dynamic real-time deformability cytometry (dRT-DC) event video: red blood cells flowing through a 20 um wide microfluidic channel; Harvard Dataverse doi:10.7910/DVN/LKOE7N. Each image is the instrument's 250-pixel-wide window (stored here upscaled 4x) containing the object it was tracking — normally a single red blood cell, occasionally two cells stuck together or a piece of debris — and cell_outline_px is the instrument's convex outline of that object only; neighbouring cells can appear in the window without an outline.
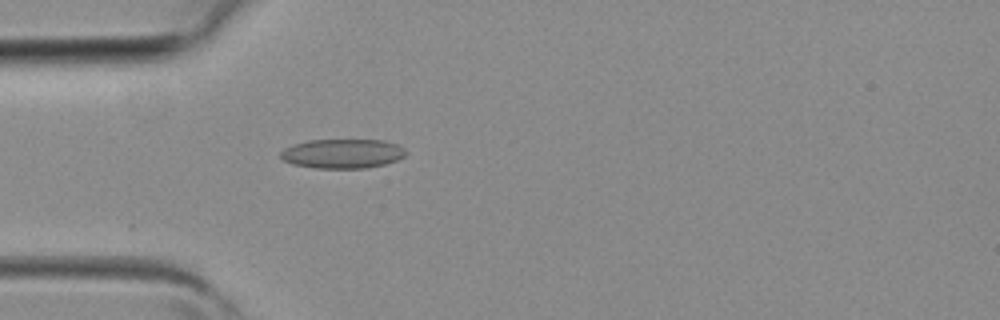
{"species": "common noctule bat (a hibernating species)", "species_latin": "Nyctalus noctula", "temperature_condition": "room temperature", "stored_images_in_passage": 3, "camera_frame_rate_fps": 3000, "um_per_image_px": 0.085, "animal": {"sex": "female", "body_mass_g": 19.3, "forearm_length_mm": 54.1}, "frame": {"image": 1, "passage_image": 3, "time_ms": 0.667, "image_size_px": [1000, 320], "cell_outline_px": [[408, 152], [404, 156], [396, 160], [384, 164], [364, 168], [316, 168], [292, 164], [284, 160], [280, 156], [280, 152], [284, 148], [292, 144], [308, 140], [384, 140], [396, 144], [404, 148]], "centroid_in_image_um": [29.1, 13.05], "position_along_channel_um": 55.9, "area_um2": 21.44}}